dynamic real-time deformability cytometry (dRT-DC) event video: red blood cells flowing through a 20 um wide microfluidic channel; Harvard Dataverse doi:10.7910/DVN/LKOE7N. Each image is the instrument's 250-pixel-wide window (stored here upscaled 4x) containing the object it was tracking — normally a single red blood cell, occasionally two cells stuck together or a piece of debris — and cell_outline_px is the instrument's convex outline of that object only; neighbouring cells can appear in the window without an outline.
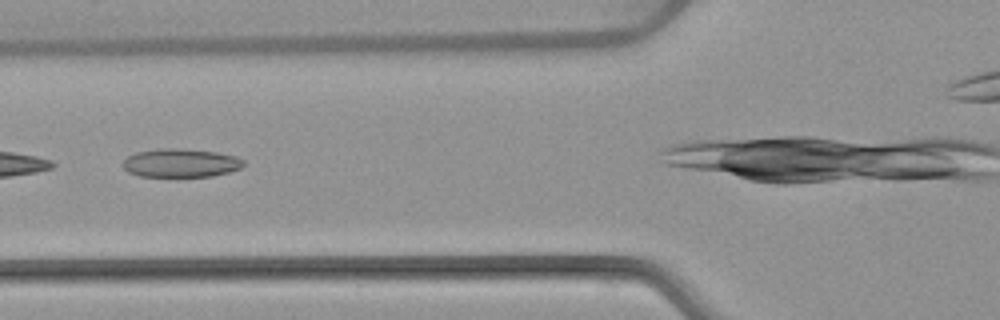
{"species": "common noctule bat (a hibernating species)", "species_latin": "Nyctalus noctula", "temperature_condition": "warm", "stored_images_in_passage": 6, "camera_frame_rate_fps": 3000, "um_per_image_px": 0.085, "animal": {"sex": "female", "body_mass_g": 22.7, "forearm_length_mm": 54.2}, "frame": {"image": 1, "passage_image": 3, "time_ms": 2.333, "image_size_px": [1000, 320], "cell_outline_px": [[244, 164], [240, 168], [228, 172], [212, 176], [140, 176], [128, 172], [124, 168], [124, 160], [128, 156], [136, 152], [160, 148], [172, 148], [216, 152], [236, 156], [244, 160]], "centroid_in_image_um": [15.36, 13.85], "position_along_channel_um": 110.4, "area_um2": 19.83}}